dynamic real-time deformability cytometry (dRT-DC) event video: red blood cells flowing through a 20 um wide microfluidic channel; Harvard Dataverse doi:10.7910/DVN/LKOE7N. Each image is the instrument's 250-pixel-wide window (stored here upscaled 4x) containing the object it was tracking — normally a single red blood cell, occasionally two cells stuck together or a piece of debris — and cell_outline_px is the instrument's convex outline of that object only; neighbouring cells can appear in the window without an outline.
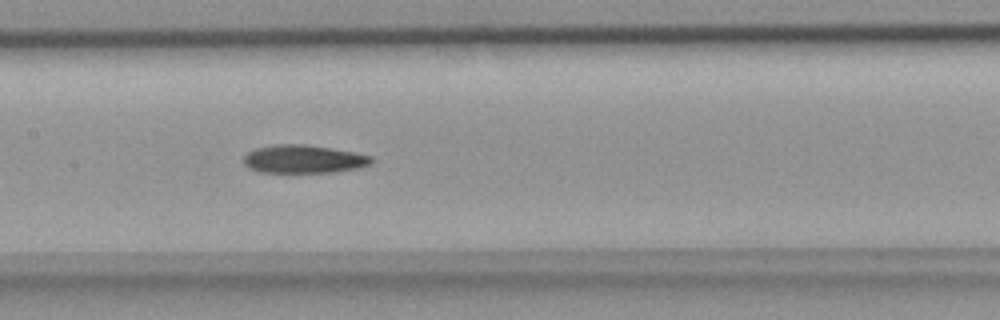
{"species": "common noctule bat (a hibernating species)", "species_latin": "Nyctalus noctula", "temperature_condition": "room temperature", "stored_images_in_passage": 37, "camera_frame_rate_fps": 3000, "um_per_image_px": 0.085, "animal": {"sex": "female", "body_mass_g": 18.4}, "frame": {"image": 1, "passage_image": 12, "time_ms": 3.667, "image_size_px": [1000, 320], "cell_outline_px": [[372, 160], [368, 164], [360, 168], [332, 172], [260, 172], [248, 168], [244, 164], [244, 156], [248, 152], [256, 148], [272, 144], [304, 144], [332, 148], [372, 156]], "centroid_in_image_um": [25.77, 13.52], "position_along_channel_um": 181.6, "area_um2": 20.92}}
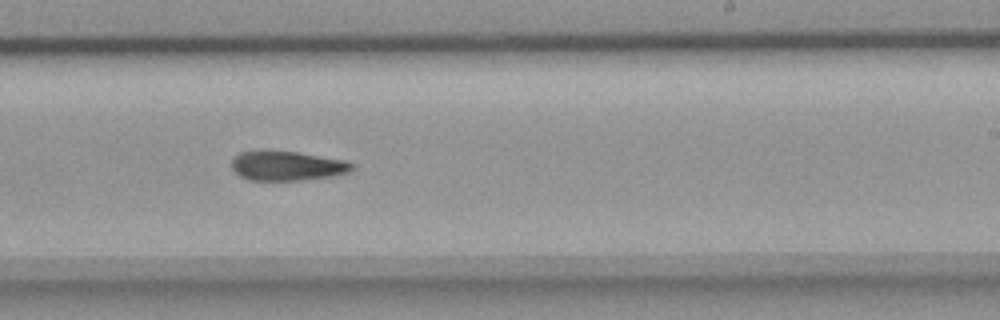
{"frame": {"image": 2, "passage_image": 18, "time_ms": 5.667, "image_size_px": [1000, 320], "cell_outline_px": [[352, 168], [348, 172], [332, 176], [300, 180], [252, 180], [240, 176], [232, 168], [232, 160], [240, 152], [296, 152], [344, 160], [352, 164]], "centroid_in_image_um": [24.4, 14.11], "position_along_channel_um": 264.6, "area_um2": 20.0}}
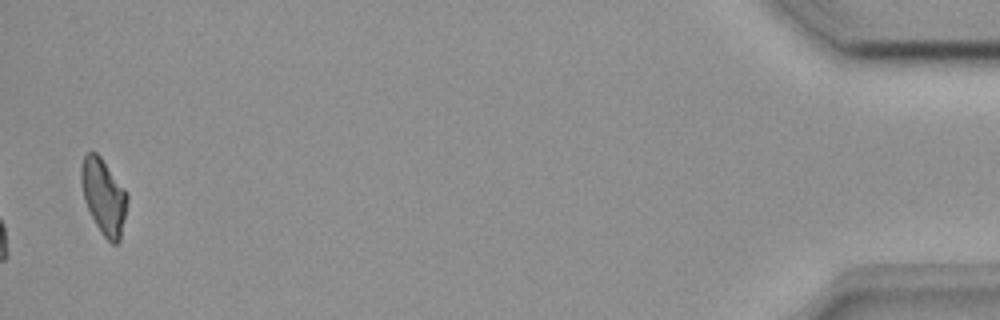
{"frame": {"image": 3, "passage_image": 36, "time_ms": 11.667, "image_size_px": [1000, 320], "cell_outline_px": [[128, 200], [120, 240], [116, 244], [112, 244], [104, 236], [96, 224], [84, 200], [80, 180], [80, 164], [84, 156], [88, 152], [96, 152], [100, 156], [128, 192]], "centroid_in_image_um": [8.81, 16.67], "position_along_channel_um": 426.4, "area_um2": 20.29}}